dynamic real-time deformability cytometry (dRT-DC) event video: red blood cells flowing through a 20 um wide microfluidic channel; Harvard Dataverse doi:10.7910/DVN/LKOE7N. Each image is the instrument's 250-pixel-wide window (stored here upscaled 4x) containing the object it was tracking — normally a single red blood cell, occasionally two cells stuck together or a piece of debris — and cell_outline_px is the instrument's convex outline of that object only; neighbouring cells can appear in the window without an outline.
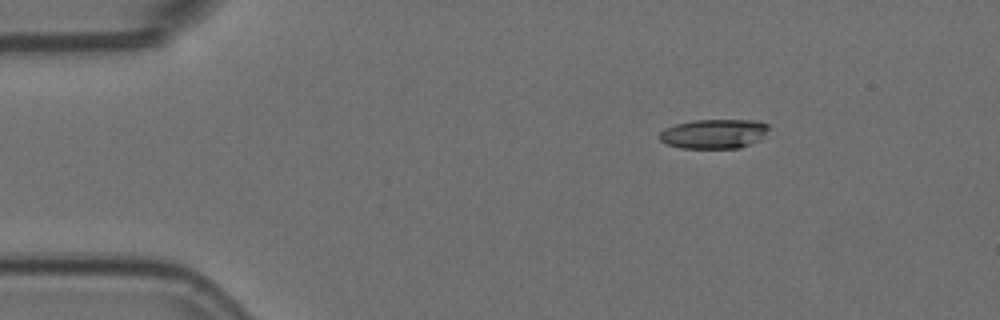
{"species": "Egyptian fruit bat (a non-hibernating species)", "species_latin": "Rousettus aegyptiacus", "temperature_condition": "room temperature", "stored_images_in_passage": 6, "camera_frame_rate_fps": 3000, "um_per_image_px": 0.085, "animal": {"sex": "female"}, "frame": {"image": 1, "passage_image": 1, "time_ms": 0.0, "image_size_px": [1000, 320], "cell_outline_px": [[768, 128], [764, 136], [760, 140], [740, 148], [680, 148], [668, 144], [660, 140], [660, 132], [664, 128], [676, 124], [692, 120], [760, 120], [768, 124]], "centroid_in_image_um": [60.71, 11.37], "position_along_channel_um": 24.3, "area_um2": 18.84}}
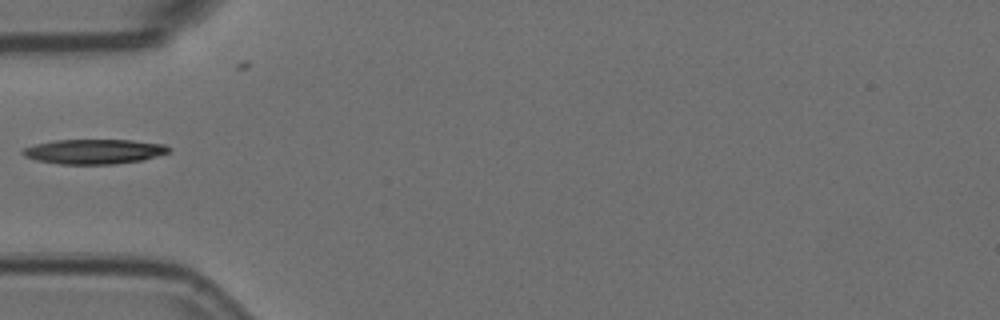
{"frame": {"image": 2, "passage_image": 4, "time_ms": 1.0, "image_size_px": [1000, 320], "cell_outline_px": [[172, 148], [168, 152], [144, 160], [116, 164], [60, 164], [36, 160], [24, 156], [20, 152], [24, 148], [36, 144], [56, 140], [132, 140], [164, 144]], "centroid_in_image_um": [8.01, 12.88], "position_along_channel_um": 77.0, "area_um2": 21.1}}